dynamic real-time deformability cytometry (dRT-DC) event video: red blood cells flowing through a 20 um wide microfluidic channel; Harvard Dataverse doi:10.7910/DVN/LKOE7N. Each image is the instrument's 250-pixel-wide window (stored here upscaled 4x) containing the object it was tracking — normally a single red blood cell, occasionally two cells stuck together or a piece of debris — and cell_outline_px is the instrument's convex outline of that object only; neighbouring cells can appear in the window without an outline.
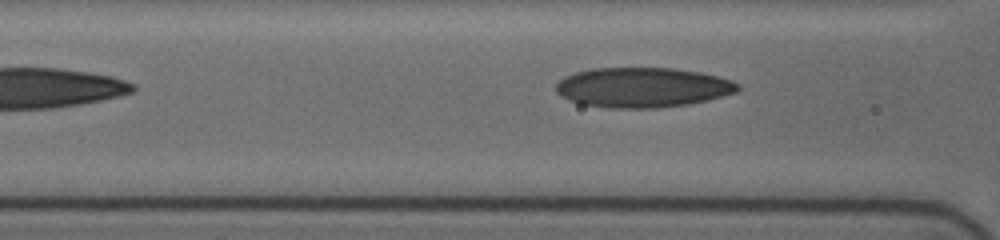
{"species": "human", "species_latin": "Homo sapiens", "temperature_condition": "cold", "stored_images_in_passage": 6, "segment_of_instrument_passage": [2, 2], "camera_frame_rate_fps": 3000, "um_per_image_px": 0.085, "donor": {"sex": "female"}, "frame": {"image": 1, "passage_image": 6, "time_ms": 2.333, "image_size_px": [1000, 240], "cell_outline_px": [[740, 88], [736, 92], [708, 100], [688, 104], [660, 108], [612, 108], [580, 104], [560, 96], [556, 92], [556, 84], [564, 76], [576, 72], [592, 68], [672, 68], [700, 72], [732, 80], [740, 84]], "centroid_in_image_um": [54.61, 7.43], "position_along_channel_um": 112.0, "area_um2": 42.43}}